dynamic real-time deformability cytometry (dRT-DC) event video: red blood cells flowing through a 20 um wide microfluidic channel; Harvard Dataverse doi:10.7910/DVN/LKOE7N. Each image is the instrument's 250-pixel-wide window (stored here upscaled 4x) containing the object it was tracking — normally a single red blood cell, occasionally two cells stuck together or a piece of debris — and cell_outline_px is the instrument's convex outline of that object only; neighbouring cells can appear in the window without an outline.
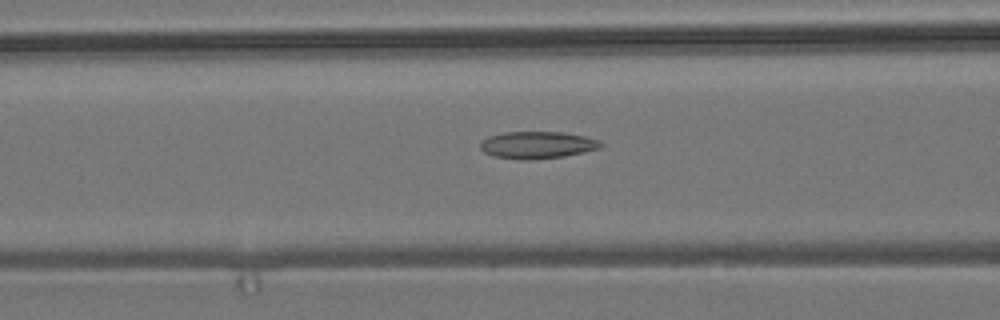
{"species": "common noctule bat (a hibernating species)", "species_latin": "Nyctalus noctula", "temperature_condition": "room temperature", "stored_images_in_passage": 55, "camera_frame_rate_fps": 3000, "um_per_image_px": 0.085, "animal": {"sex": "male", "body_mass_g": 19.2, "forearm_length_mm": 51.8}, "frame": {"image": 1, "passage_image": 22, "time_ms": 7.0, "image_size_px": [1000, 320], "cell_outline_px": [[604, 144], [600, 148], [584, 152], [564, 156], [532, 160], [520, 160], [492, 156], [484, 152], [480, 148], [480, 144], [488, 136], [504, 132], [564, 132], [584, 136], [600, 140]], "centroid_in_image_um": [45.68, 12.33], "position_along_channel_um": 120.9, "area_um2": 19.19}}
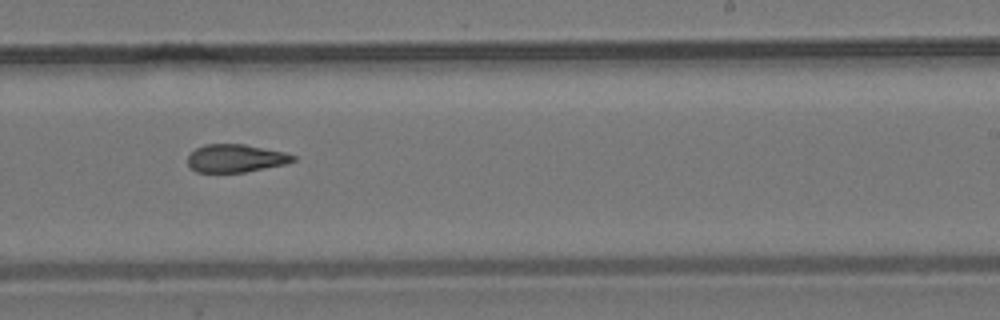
{"frame": {"image": 2, "passage_image": 34, "time_ms": 11.0, "image_size_px": [1000, 320], "cell_outline_px": [[296, 160], [284, 164], [244, 172], [196, 172], [188, 164], [188, 156], [196, 148], [204, 144], [244, 144], [284, 152], [296, 156]], "centroid_in_image_um": [20.02, 13.45], "position_along_channel_um": 269.0, "area_um2": 16.99}}
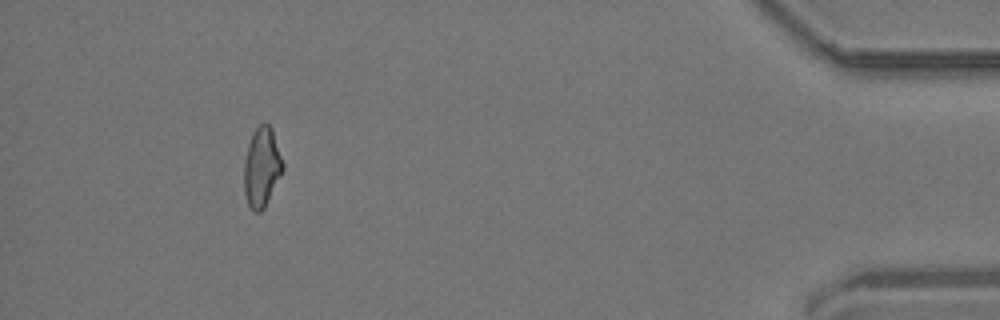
{"frame": {"image": 3, "passage_image": 51, "time_ms": 16.667, "image_size_px": [1000, 320], "cell_outline_px": [[284, 168], [264, 208], [260, 212], [252, 212], [248, 204], [244, 192], [244, 160], [248, 144], [252, 132], [260, 124], [268, 124], [272, 128], [284, 164]], "centroid_in_image_um": [22.24, 14.21], "position_along_channel_um": 413.0, "area_um2": 17.98}, "authors_computed_cell_mechanics": {"area_um2": 18.3226, "velocity_mm_per_s": 3.7062, "shape_relaxation_time_tau1_ms": null, "shape_relaxation_time_tau2_ms": 5.0718, "deformation_change_tau1": null, "deformation_change_tau2": 0.1299}}